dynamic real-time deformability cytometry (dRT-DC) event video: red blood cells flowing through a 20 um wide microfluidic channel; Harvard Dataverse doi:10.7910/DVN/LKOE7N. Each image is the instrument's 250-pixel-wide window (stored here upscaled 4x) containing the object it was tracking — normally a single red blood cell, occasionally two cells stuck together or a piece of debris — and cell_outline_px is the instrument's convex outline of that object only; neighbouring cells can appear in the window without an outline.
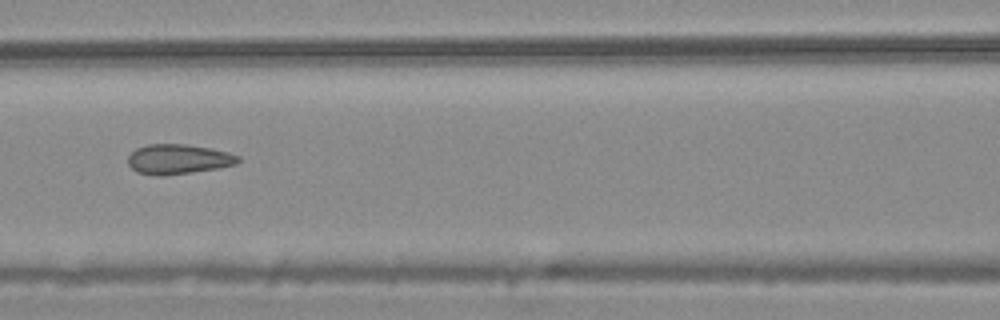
{"species": "common noctule bat (a hibernating species)", "species_latin": "Nyctalus noctula", "temperature_condition": "warm", "stored_images_in_passage": 9, "camera_frame_rate_fps": 3000, "um_per_image_px": 0.085, "animal": {"sex": "male", "body_mass_g": 20.4}, "frame": {"image": 1, "passage_image": 6, "time_ms": 1.667, "image_size_px": [1000, 320], "cell_outline_px": [[240, 160], [236, 164], [216, 168], [160, 176], [156, 176], [136, 172], [128, 164], [128, 156], [136, 148], [148, 144], [184, 144], [212, 148], [228, 152], [240, 156]], "centroid_in_image_um": [15.13, 13.52], "position_along_channel_um": 151.5, "area_um2": 19.07}}
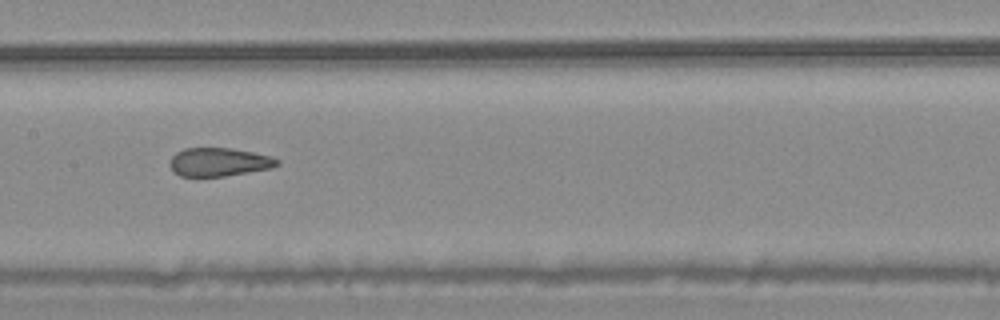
{"frame": {"image": 2, "passage_image": 7, "time_ms": 2.0, "image_size_px": [1000, 320], "cell_outline_px": [[280, 164], [272, 168], [224, 176], [180, 176], [172, 172], [168, 164], [172, 156], [176, 152], [184, 148], [232, 148], [272, 156], [280, 160]], "centroid_in_image_um": [18.6, 13.77], "position_along_channel_um": 188.8, "area_um2": 17.98}}
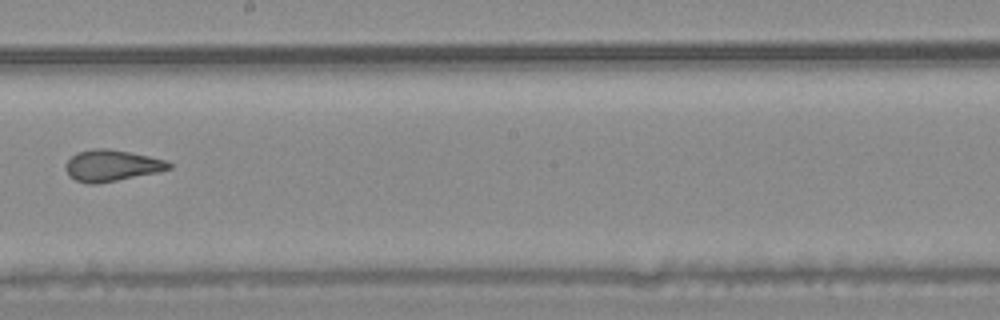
{"frame": {"image": 3, "passage_image": 8, "time_ms": 2.333, "image_size_px": [1000, 320], "cell_outline_px": [[172, 168], [160, 172], [96, 184], [88, 184], [76, 180], [68, 176], [68, 160], [72, 156], [80, 152], [96, 148], [108, 148], [168, 160], [172, 164]], "centroid_in_image_um": [9.57, 14.08], "position_along_channel_um": 238.6, "area_um2": 18.67}}